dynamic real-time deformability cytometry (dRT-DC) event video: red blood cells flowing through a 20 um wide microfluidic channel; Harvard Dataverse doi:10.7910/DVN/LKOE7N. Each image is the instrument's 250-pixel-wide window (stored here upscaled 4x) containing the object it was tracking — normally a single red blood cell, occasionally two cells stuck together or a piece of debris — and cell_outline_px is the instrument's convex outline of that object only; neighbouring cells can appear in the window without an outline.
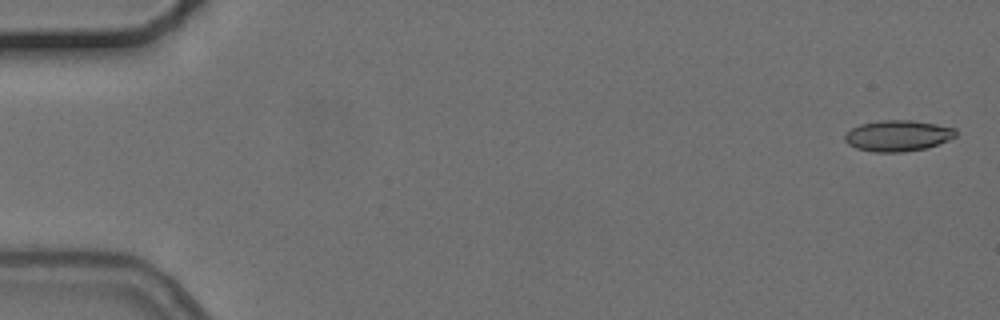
{"species": "common noctule bat (a hibernating species)", "species_latin": "Nyctalus noctula", "temperature_condition": "cold", "stored_images_in_passage": 6, "camera_frame_rate_fps": 3000, "um_per_image_px": 0.085, "animal": {"sex": "female", "body_mass_g": 24.6, "forearm_length_mm": 56.2}, "frame": {"image": 1, "passage_image": 1, "time_ms": 0.0, "image_size_px": [1000, 320], "cell_outline_px": [[956, 136], [948, 140], [928, 148], [904, 152], [872, 152], [856, 148], [848, 144], [844, 140], [844, 136], [852, 128], [860, 124], [880, 120], [912, 120], [936, 124], [956, 128]], "centroid_in_image_um": [76.32, 11.54], "position_along_channel_um": 8.7, "area_um2": 20.17}}
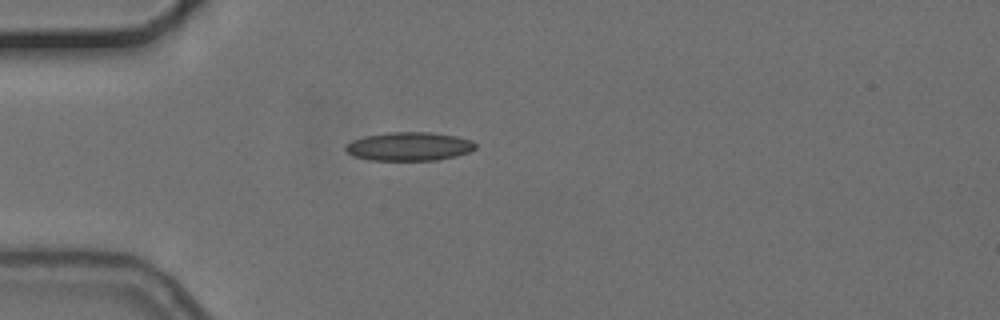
{"frame": {"image": 2, "passage_image": 5, "time_ms": 4.667, "image_size_px": [1000, 320], "cell_outline_px": [[476, 148], [468, 152], [456, 156], [436, 160], [368, 160], [352, 156], [344, 148], [344, 144], [352, 140], [364, 136], [388, 132], [428, 132], [456, 136], [472, 140], [476, 144]], "centroid_in_image_um": [34.74, 12.44], "position_along_channel_um": 50.3, "area_um2": 21.79}}